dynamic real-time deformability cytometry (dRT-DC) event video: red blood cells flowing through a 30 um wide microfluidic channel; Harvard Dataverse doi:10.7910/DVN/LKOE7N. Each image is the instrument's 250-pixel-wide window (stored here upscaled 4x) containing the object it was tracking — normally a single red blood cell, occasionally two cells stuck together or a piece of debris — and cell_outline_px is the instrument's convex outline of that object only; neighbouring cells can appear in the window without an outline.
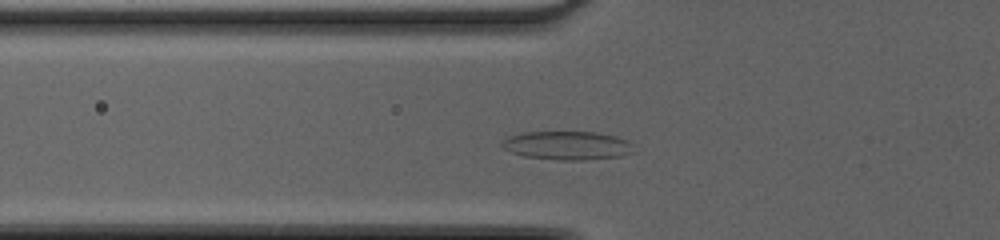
{"species": "common noctule bat (a hibernating species)", "species_latin": "Nyctalus noctula", "temperature_condition": "cold", "stored_images_in_passage": 40, "camera_frame_rate_fps": 3000, "um_per_image_px": 0.085, "animal": {"sex": "female", "body_mass_g": 20.0, "forearm_length_mm": 54.0}, "frame": {"image": 1, "passage_image": 10, "time_ms": 3.0, "image_size_px": [1000, 240], "cell_outline_px": [[636, 152], [620, 156], [584, 160], [556, 160], [524, 156], [512, 152], [504, 148], [500, 144], [508, 136], [524, 132], [596, 132], [616, 136], [628, 140], [632, 144]], "centroid_in_image_um": [48.26, 12.37], "position_along_channel_um": 77.5, "area_um2": 22.08}}
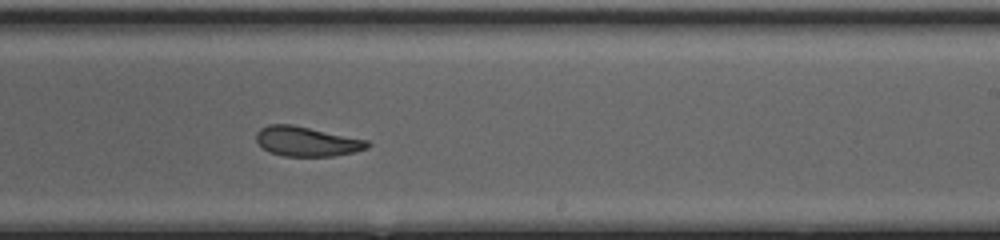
{"frame": {"image": 2, "passage_image": 23, "time_ms": 7.333, "image_size_px": [1000, 240], "cell_outline_px": [[372, 144], [368, 148], [356, 152], [332, 156], [284, 156], [268, 152], [256, 140], [256, 132], [260, 128], [268, 124], [292, 124], [368, 140]], "centroid_in_image_um": [26.09, 12.02], "position_along_channel_um": 262.9, "area_um2": 19.36}}
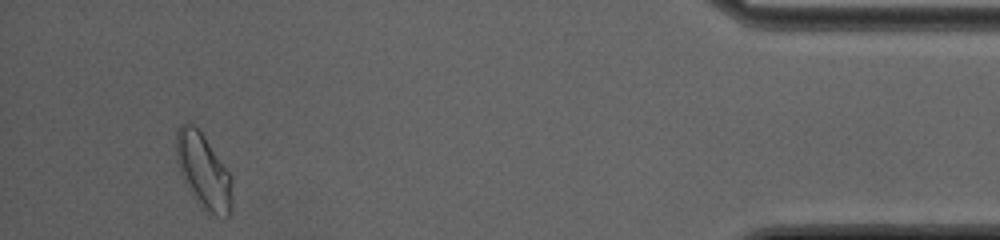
{"frame": {"image": 3, "passage_image": 38, "time_ms": 12.333, "image_size_px": [1000, 240], "cell_outline_px": [[232, 216], [224, 220], [200, 208], [184, 180], [180, 172], [176, 156], [176, 128], [180, 124], [188, 120], [200, 128], [232, 176]], "centroid_in_image_um": [17.32, 14.54], "position_along_channel_um": 417.9, "area_um2": 25.37}}